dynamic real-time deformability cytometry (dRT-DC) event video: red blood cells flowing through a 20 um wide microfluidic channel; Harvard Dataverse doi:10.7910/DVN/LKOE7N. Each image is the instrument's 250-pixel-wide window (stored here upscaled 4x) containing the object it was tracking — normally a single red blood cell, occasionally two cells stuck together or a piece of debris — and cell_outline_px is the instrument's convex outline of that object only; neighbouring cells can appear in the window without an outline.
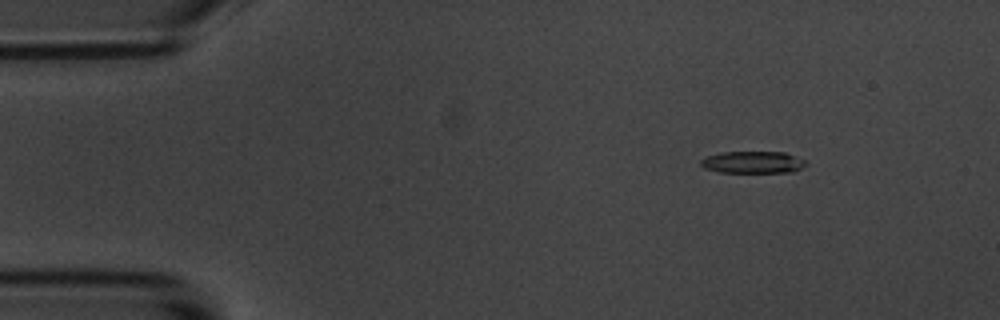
{"species": "common noctule bat (a hibernating species)", "species_latin": "Nyctalus noctula", "temperature_condition": "room temperature", "stored_images_in_passage": 55, "camera_frame_rate_fps": 3000, "um_per_image_px": 0.085, "animal": {"sex": "male", "body_mass_g": 20.1, "forearm_length_mm": 53.5}, "frame": {"image": 1, "passage_image": 7, "time_ms": 2.0, "image_size_px": [1000, 320], "cell_outline_px": [[808, 164], [792, 172], [720, 172], [704, 168], [700, 164], [700, 160], [708, 156], [720, 152], [784, 152], [804, 160]], "centroid_in_image_um": [63.97, 13.79], "position_along_channel_um": 21.0, "area_um2": 13.35}}
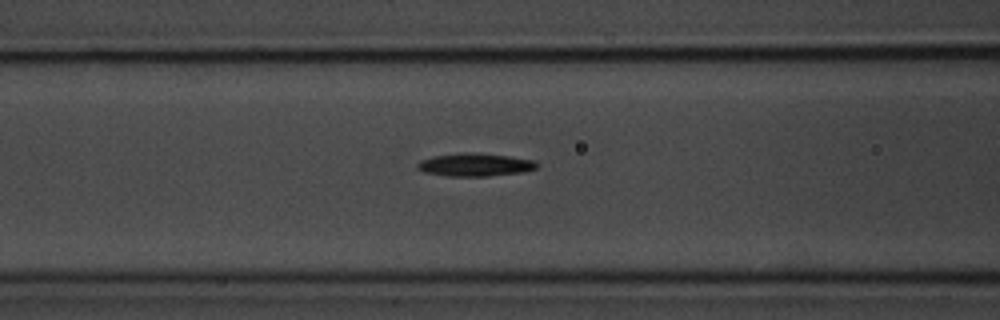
{"frame": {"image": 2, "passage_image": 22, "time_ms": 7.0, "image_size_px": [1000, 320], "cell_outline_px": [[540, 164], [536, 168], [524, 172], [488, 176], [448, 176], [424, 172], [416, 168], [416, 164], [420, 160], [432, 156], [464, 152], [476, 152], [508, 156], [536, 160]], "centroid_in_image_um": [40.39, 13.99], "position_along_channel_um": 126.2, "area_um2": 16.24}}
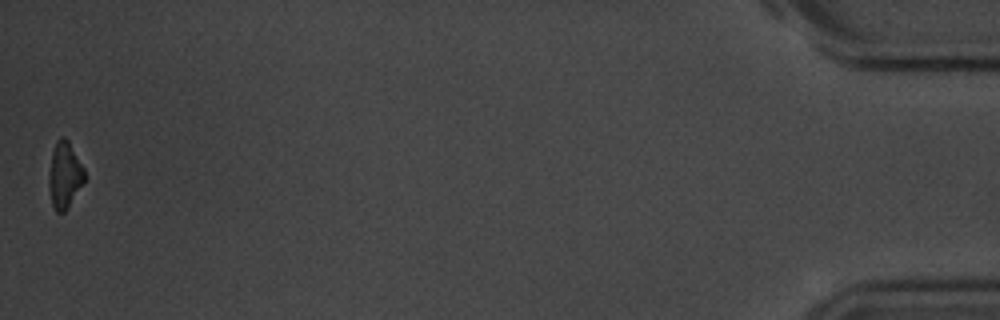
{"frame": {"image": 3, "passage_image": 55, "time_ms": 18.0, "image_size_px": [1000, 320], "cell_outline_px": [[84, 180], [68, 208], [64, 212], [56, 212], [52, 204], [48, 184], [48, 180], [52, 152], [56, 140], [60, 136], [64, 136], [68, 140], [84, 168]], "centroid_in_image_um": [5.47, 14.86], "position_along_channel_um": 429.7, "area_um2": 13.64}, "authors_computed_cell_mechanics": {"area_um2": 14.6812, "velocity_mm_per_s": 3.6285, "shape_relaxation_time_tau1_ms": 3.7384, "shape_relaxation_time_tau2_ms": null, "deformation_change_tau1": 0.1261, "deformation_change_tau2": null}}